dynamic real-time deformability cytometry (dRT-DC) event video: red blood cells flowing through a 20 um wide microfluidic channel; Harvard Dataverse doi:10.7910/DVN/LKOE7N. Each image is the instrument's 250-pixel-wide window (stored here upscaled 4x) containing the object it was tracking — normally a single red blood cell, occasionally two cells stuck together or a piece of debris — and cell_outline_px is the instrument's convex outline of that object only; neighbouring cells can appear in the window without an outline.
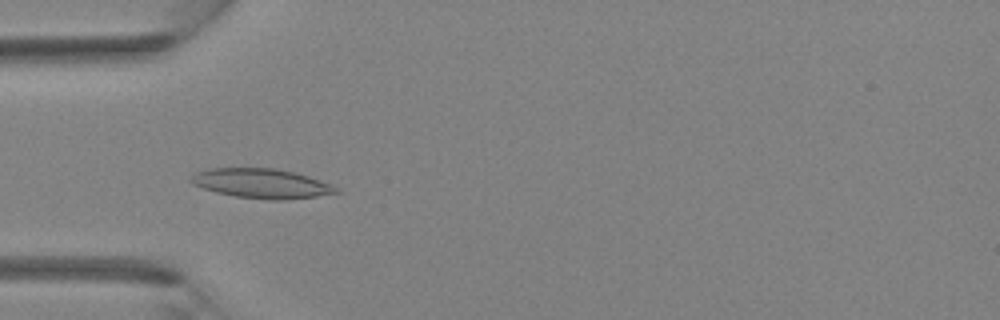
{"species": "Egyptian fruit bat (a non-hibernating species)", "species_latin": "Rousettus aegyptiacus", "temperature_condition": "room temperature", "stored_images_in_passage": 4, "camera_frame_rate_fps": 3000, "um_per_image_px": 0.085, "animal": {"sex": "female"}, "frame": {"image": 1, "passage_image": 3, "time_ms": 0.667, "image_size_px": [1000, 320], "cell_outline_px": [[340, 192], [316, 196], [280, 200], [272, 200], [236, 196], [216, 192], [192, 184], [188, 180], [196, 172], [208, 168], [276, 168], [308, 176], [332, 184]], "centroid_in_image_um": [22.2, 15.58], "position_along_channel_um": 62.8, "area_um2": 24.8}}
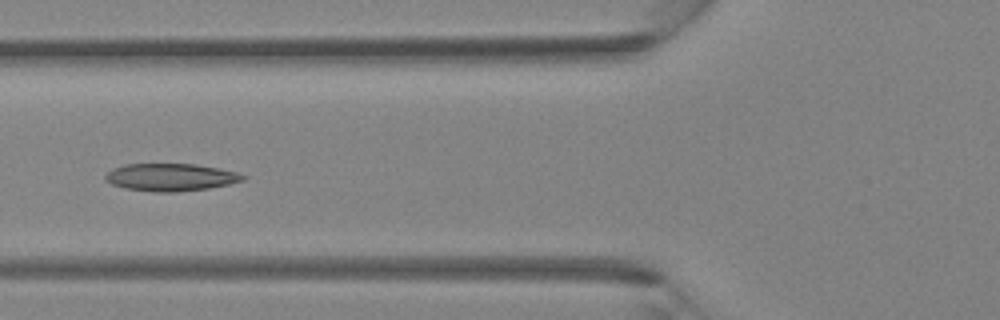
{"frame": {"image": 2, "passage_image": 4, "time_ms": 1.0, "image_size_px": [1000, 320], "cell_outline_px": [[248, 176], [244, 180], [228, 184], [208, 188], [176, 192], [152, 192], [124, 188], [112, 184], [104, 180], [104, 176], [112, 168], [124, 164], [196, 164], [236, 172]], "centroid_in_image_um": [14.47, 15.07], "position_along_channel_um": 111.3, "area_um2": 22.08}}